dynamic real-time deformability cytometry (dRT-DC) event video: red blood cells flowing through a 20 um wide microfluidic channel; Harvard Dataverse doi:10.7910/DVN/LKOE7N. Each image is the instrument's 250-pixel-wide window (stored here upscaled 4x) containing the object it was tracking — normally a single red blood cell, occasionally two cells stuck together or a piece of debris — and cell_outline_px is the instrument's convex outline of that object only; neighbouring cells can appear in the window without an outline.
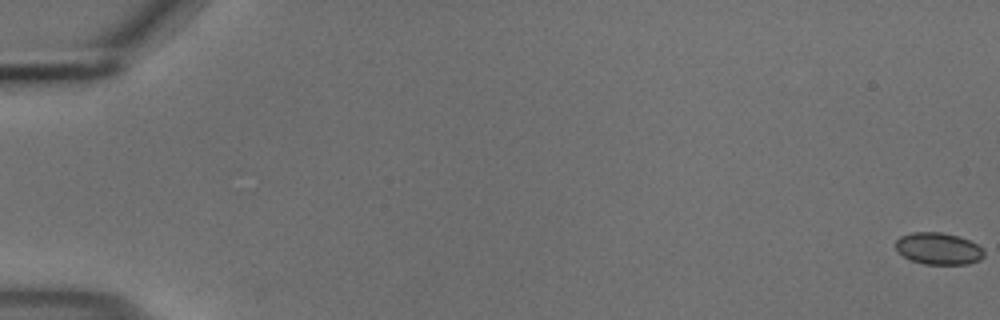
{"species": "common noctule bat (a hibernating species)", "species_latin": "Nyctalus noctula", "temperature_condition": "cold", "stored_images_in_passage": 57, "camera_frame_rate_fps": 3000, "um_per_image_px": 0.085, "animal": {"sex": "male", "body_mass_g": 18.8}, "frame": {"image": 1, "passage_image": 1, "time_ms": 0.0, "image_size_px": [1000, 320], "cell_outline_px": [[984, 256], [980, 260], [968, 264], [924, 264], [912, 260], [904, 256], [896, 248], [896, 240], [900, 236], [912, 232], [940, 232], [960, 236], [976, 244], [984, 252]], "centroid_in_image_um": [79.77, 21.12], "position_along_channel_um": 5.2, "area_um2": 16.3}}
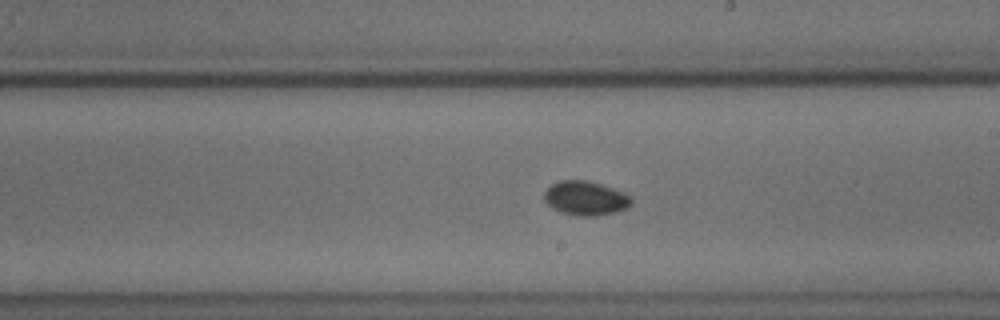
{"frame": {"image": 2, "passage_image": 34, "time_ms": 11.0, "image_size_px": [1000, 320], "cell_outline_px": [[632, 204], [628, 208], [616, 212], [596, 216], [576, 216], [552, 208], [544, 200], [544, 192], [552, 184], [560, 180], [584, 180], [600, 184], [624, 192], [632, 196]], "centroid_in_image_um": [49.8, 16.85], "position_along_channel_um": 239.2, "area_um2": 17.4}}
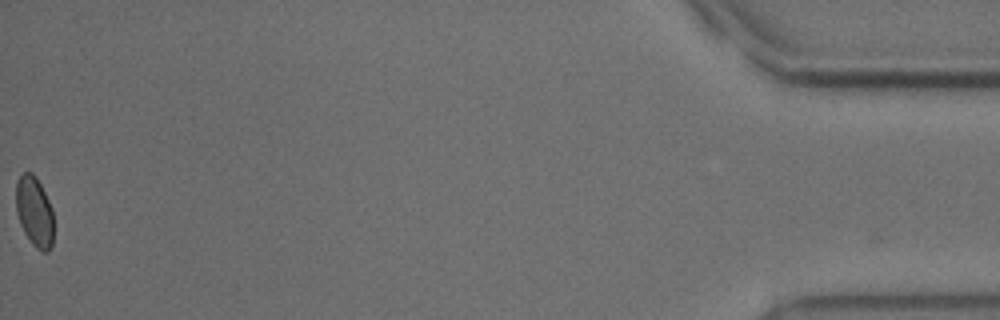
{"frame": {"image": 3, "passage_image": 57, "time_ms": 18.667, "image_size_px": [1000, 320], "cell_outline_px": [[52, 248], [48, 252], [40, 252], [32, 244], [24, 232], [20, 224], [16, 212], [16, 184], [20, 176], [24, 172], [32, 172], [36, 176], [52, 208]], "centroid_in_image_um": [2.92, 18.01], "position_along_channel_um": 432.3, "area_um2": 15.37}, "authors_computed_cell_mechanics": {"area_um2": 16.473, "velocity_mm_per_s": 3.6986, "shape_relaxation_time_tau1_ms": null, "shape_relaxation_time_tau2_ms": 2.165, "deformation_change_tau1": null, "deformation_change_tau2": 0.0432}}